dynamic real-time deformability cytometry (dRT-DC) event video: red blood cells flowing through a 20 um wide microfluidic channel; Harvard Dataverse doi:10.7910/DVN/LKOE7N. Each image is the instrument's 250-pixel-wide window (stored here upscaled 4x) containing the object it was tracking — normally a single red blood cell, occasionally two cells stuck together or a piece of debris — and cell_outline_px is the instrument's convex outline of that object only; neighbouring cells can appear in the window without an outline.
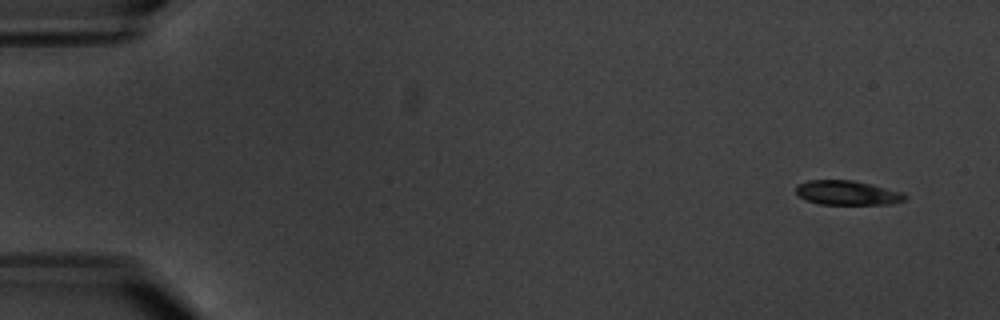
{"species": "common noctule bat (a hibernating species)", "species_latin": "Nyctalus noctula", "temperature_condition": "warm", "stored_images_in_passage": 5, "camera_frame_rate_fps": 3000, "um_per_image_px": 0.085, "animal": {"sex": "male", "body_mass_g": 20.1, "forearm_length_mm": 53.5}, "frame": {"image": 1, "passage_image": 1, "time_ms": 0.0, "image_size_px": [1000, 320], "cell_outline_px": [[908, 196], [904, 200], [892, 204], [820, 204], [808, 200], [800, 196], [796, 192], [796, 188], [800, 184], [808, 180], [852, 180], [904, 192]], "centroid_in_image_um": [72.07, 16.39], "position_along_channel_um": 12.9, "area_um2": 15.32}}
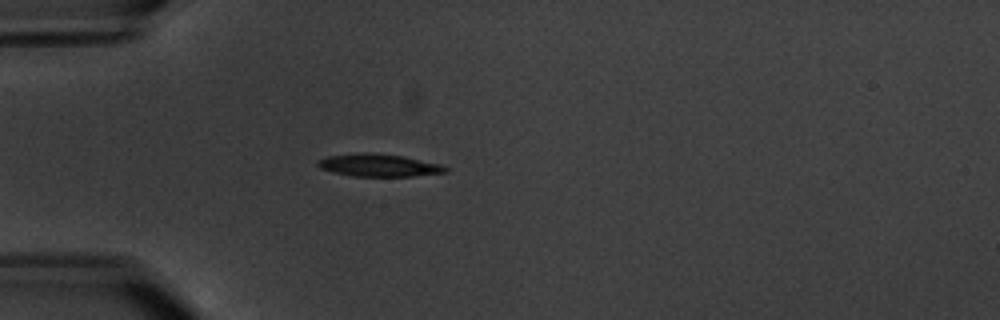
{"frame": {"image": 2, "passage_image": 5, "time_ms": 4.667, "image_size_px": [1000, 320], "cell_outline_px": [[448, 172], [412, 176], [352, 176], [332, 172], [320, 168], [316, 164], [316, 160], [328, 156], [364, 152], [400, 156], [440, 164], [448, 168]], "centroid_in_image_um": [32.15, 14.05], "position_along_channel_um": 52.9, "area_um2": 16.59}}